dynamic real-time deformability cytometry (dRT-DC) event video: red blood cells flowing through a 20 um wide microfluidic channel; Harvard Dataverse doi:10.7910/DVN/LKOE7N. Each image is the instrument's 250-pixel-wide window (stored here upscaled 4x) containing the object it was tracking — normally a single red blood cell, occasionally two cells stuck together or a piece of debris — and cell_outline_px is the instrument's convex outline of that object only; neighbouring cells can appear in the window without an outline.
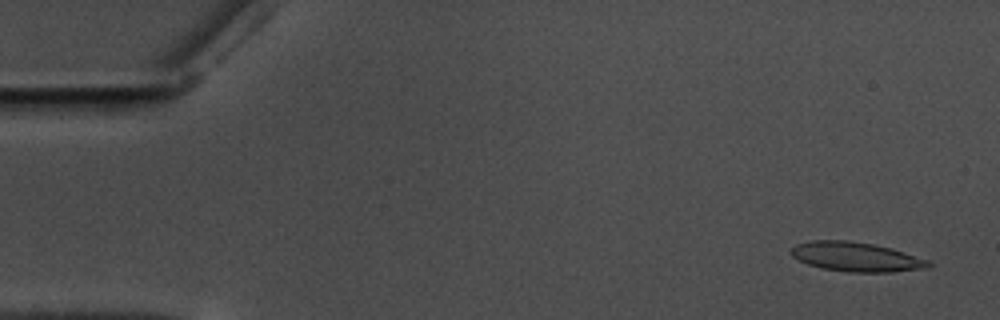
{"species": "common noctule bat (a hibernating species)", "species_latin": "Nyctalus noctula", "temperature_condition": "warm", "stored_images_in_passage": 58, "camera_frame_rate_fps": 3000, "um_per_image_px": 0.085, "animal": {"sex": "male", "body_mass_g": 17.5, "forearm_length_mm": 52.3}, "frame": {"image": 1, "passage_image": 3, "time_ms": 0.667, "image_size_px": [1000, 320], "cell_outline_px": [[932, 264], [928, 268], [892, 272], [852, 272], [820, 268], [808, 264], [792, 256], [792, 248], [796, 244], [812, 240], [848, 240], [872, 244], [892, 248], [928, 260]], "centroid_in_image_um": [72.79, 21.83], "position_along_channel_um": 12.2, "area_um2": 23.41}}
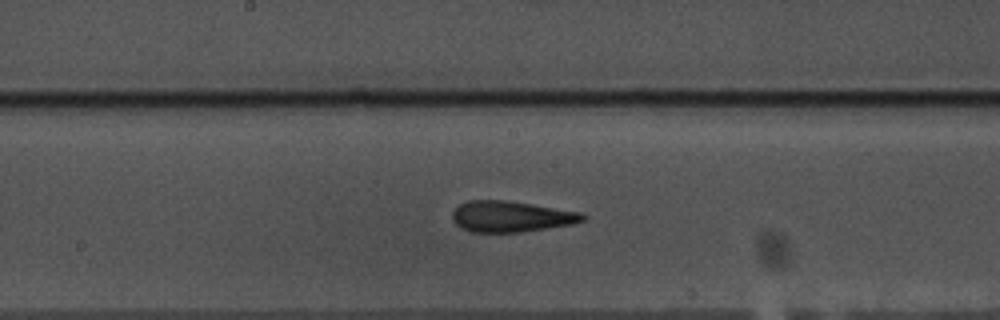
{"frame": {"image": 2, "passage_image": 30, "time_ms": 9.667, "image_size_px": [1000, 320], "cell_outline_px": [[588, 216], [584, 220], [572, 224], [520, 232], [472, 232], [460, 228], [452, 220], [452, 212], [460, 204], [468, 200], [504, 200], [580, 212]], "centroid_in_image_um": [43.4, 18.41], "position_along_channel_um": 204.8, "area_um2": 23.35}}
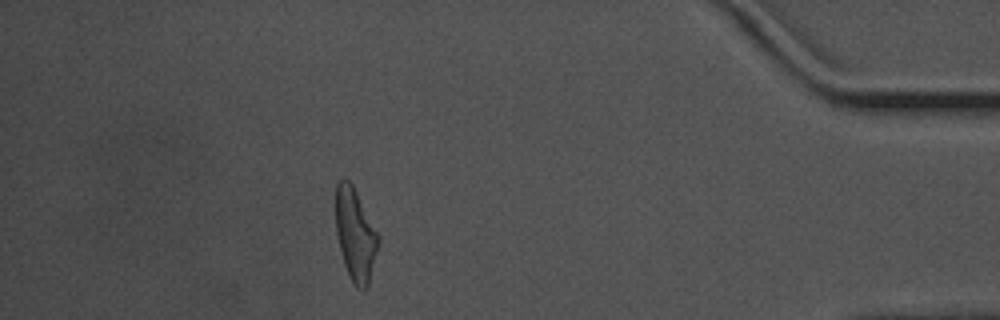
{"frame": {"image": 3, "passage_image": 51, "time_ms": 16.667, "image_size_px": [1000, 320], "cell_outline_px": [[380, 240], [368, 288], [364, 292], [356, 288], [344, 264], [336, 232], [336, 184], [340, 180], [348, 180], [352, 184], [380, 236]], "centroid_in_image_um": [30.23, 19.99], "position_along_channel_um": 405.0, "area_um2": 22.89}, "authors_computed_cell_mechanics": {"area_um2": 22.8888, "velocity_mm_per_s": 3.5522, "shape_relaxation_time_tau1_ms": 8.7758, "shape_relaxation_time_tau2_ms": 2.6516, "deformation_change_tau1": 0.268, "deformation_change_tau2": 0.1425}}